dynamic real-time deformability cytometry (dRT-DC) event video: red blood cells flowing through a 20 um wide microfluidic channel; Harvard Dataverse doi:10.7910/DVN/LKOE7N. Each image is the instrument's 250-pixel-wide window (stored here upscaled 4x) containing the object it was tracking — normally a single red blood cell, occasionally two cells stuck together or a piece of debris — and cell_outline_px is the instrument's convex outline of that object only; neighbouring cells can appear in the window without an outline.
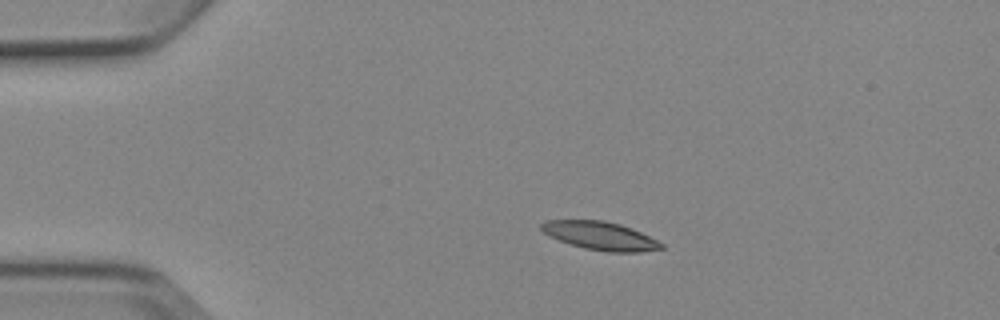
{"species": "Egyptian fruit bat (a non-hibernating species)", "species_latin": "Rousettus aegyptiacus", "temperature_condition": "cold", "stored_images_in_passage": 4, "camera_frame_rate_fps": 3000, "um_per_image_px": 0.085, "animal": {"sex": "female"}, "frame": {"image": 1, "passage_image": 2, "time_ms": 2.0, "image_size_px": [1000, 320], "cell_outline_px": [[664, 248], [640, 252], [608, 252], [584, 248], [560, 240], [544, 232], [540, 228], [540, 224], [544, 220], [604, 220], [620, 224], [632, 228], [664, 244]], "centroid_in_image_um": [51.03, 20.03], "position_along_channel_um": 34.0, "area_um2": 19.59}}
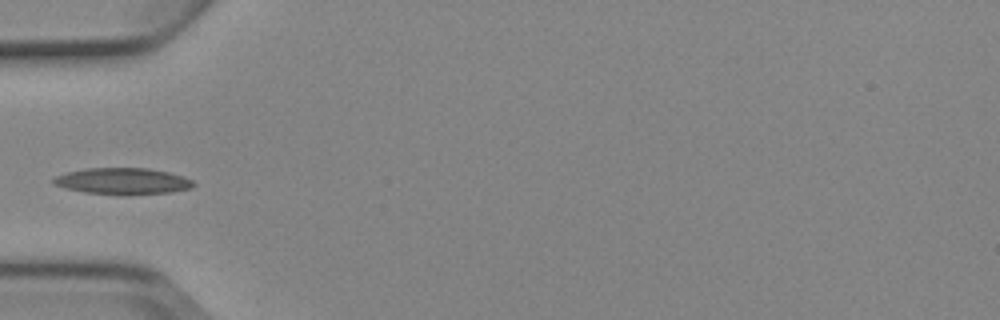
{"frame": {"image": 2, "passage_image": 4, "time_ms": 4.333, "image_size_px": [1000, 320], "cell_outline_px": [[196, 184], [192, 188], [172, 192], [128, 196], [124, 196], [84, 192], [64, 188], [52, 184], [52, 180], [56, 176], [64, 172], [84, 168], [148, 168], [168, 172], [184, 176], [192, 180]], "centroid_in_image_um": [10.42, 15.41], "position_along_channel_um": 74.6, "area_um2": 22.14}}